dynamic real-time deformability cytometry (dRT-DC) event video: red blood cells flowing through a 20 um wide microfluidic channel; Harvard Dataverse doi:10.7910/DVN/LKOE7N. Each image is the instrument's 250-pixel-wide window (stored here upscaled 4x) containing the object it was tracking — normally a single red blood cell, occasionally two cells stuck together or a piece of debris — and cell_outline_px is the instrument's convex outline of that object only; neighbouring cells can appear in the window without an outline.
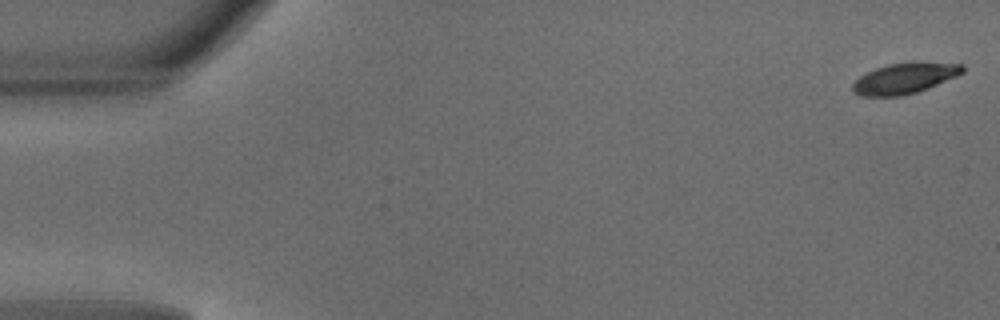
{"species": "common noctule bat (a hibernating species)", "species_latin": "Nyctalus noctula", "temperature_condition": "warm", "stored_images_in_passage": 49, "camera_frame_rate_fps": 3000, "um_per_image_px": 0.085, "animal": {"sex": "male", "body_mass_g": 18.8}, "frame": {"image": 1, "passage_image": 1, "time_ms": 0.0, "image_size_px": [1000, 320], "cell_outline_px": [[964, 72], [956, 76], [928, 88], [904, 96], [860, 96], [852, 92], [852, 84], [860, 76], [876, 68], [888, 64], [912, 60], [916, 60], [964, 64]], "centroid_in_image_um": [76.91, 6.63], "position_along_channel_um": 8.1, "area_um2": 20.11}}
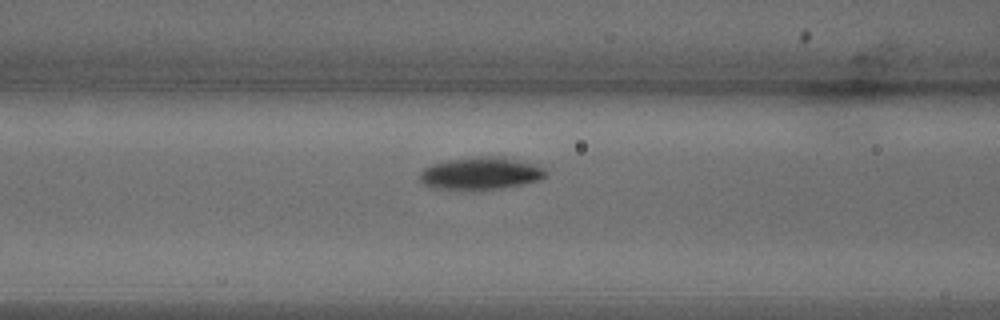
{"frame": {"image": 2, "passage_image": 20, "time_ms": 6.333, "image_size_px": [1000, 320], "cell_outline_px": [[548, 176], [540, 180], [500, 188], [472, 192], [440, 188], [424, 184], [420, 180], [420, 172], [424, 168], [432, 164], [448, 160], [472, 156], [504, 156], [536, 164], [544, 168], [548, 172]], "centroid_in_image_um": [40.9, 14.74], "position_along_channel_um": 125.7, "area_um2": 24.39}}
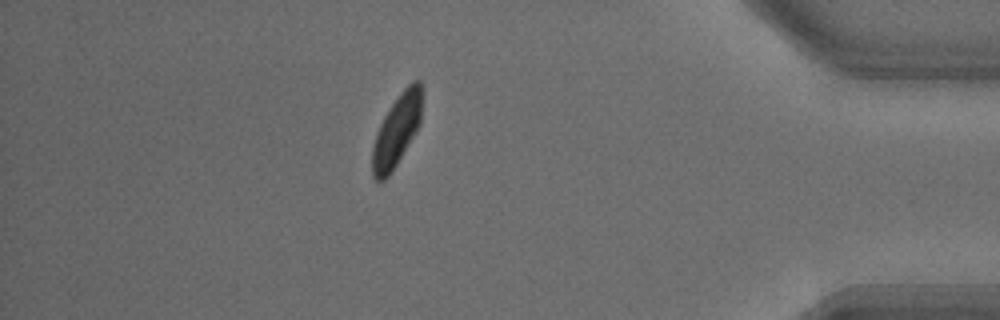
{"frame": {"image": 3, "passage_image": 43, "time_ms": 14.0, "image_size_px": [1000, 320], "cell_outline_px": [[424, 92], [420, 124], [416, 132], [396, 164], [388, 176], [380, 184], [372, 176], [372, 148], [376, 132], [388, 108], [400, 92], [412, 80], [420, 80]], "centroid_in_image_um": [33.74, 11.04], "position_along_channel_um": 401.5, "area_um2": 21.15}, "authors_computed_cell_mechanics": {"area_um2": 22.1374, "velocity_mm_per_s": 4.1129, "shape_relaxation_time_tau1_ms": 2.7451, "shape_relaxation_time_tau2_ms": null, "deformation_change_tau1": 0.1272, "deformation_change_tau2": null}}